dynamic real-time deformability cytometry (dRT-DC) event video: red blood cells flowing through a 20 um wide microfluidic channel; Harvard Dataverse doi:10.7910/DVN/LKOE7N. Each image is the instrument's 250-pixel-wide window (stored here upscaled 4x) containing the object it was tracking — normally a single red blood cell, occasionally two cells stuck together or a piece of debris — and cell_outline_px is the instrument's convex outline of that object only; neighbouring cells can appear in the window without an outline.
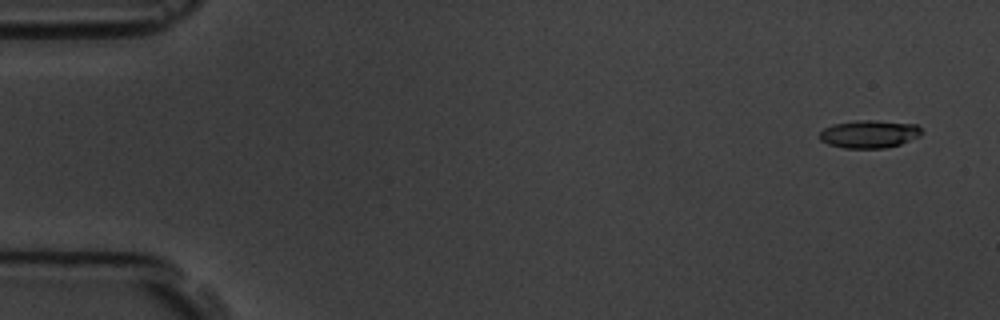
{"species": "common noctule bat (a hibernating species)", "species_latin": "Nyctalus noctula", "temperature_condition": "room temperature", "stored_images_in_passage": 5, "camera_frame_rate_fps": 3000, "um_per_image_px": 0.085, "animal": {"sex": "male", "body_mass_g": 19.5, "forearm_length_mm": 54.6}, "frame": {"image": 1, "passage_image": 1, "time_ms": 0.0, "image_size_px": [1000, 320], "cell_outline_px": [[924, 132], [920, 136], [900, 144], [884, 148], [844, 148], [828, 144], [820, 140], [820, 132], [824, 128], [832, 124], [856, 120], [876, 120], [916, 124]], "centroid_in_image_um": [73.89, 11.38], "position_along_channel_um": 11.1, "area_um2": 16.65}}
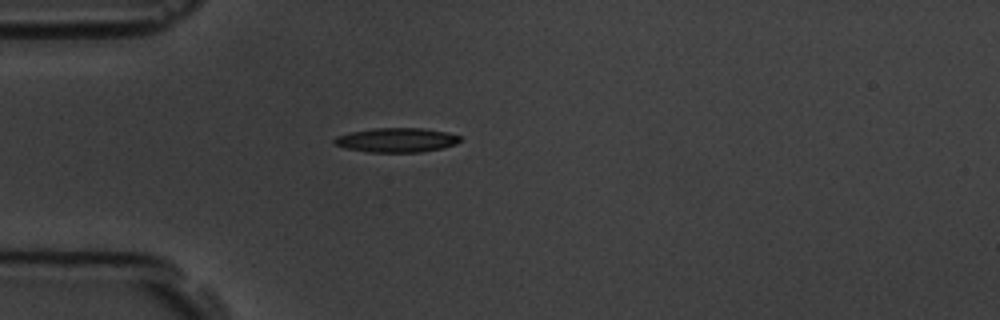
{"frame": {"image": 2, "passage_image": 4, "time_ms": 4.333, "image_size_px": [1000, 320], "cell_outline_px": [[460, 140], [456, 144], [444, 148], [420, 152], [368, 152], [344, 148], [332, 144], [332, 140], [336, 136], [352, 132], [376, 128], [424, 128], [448, 132], [460, 136]], "centroid_in_image_um": [33.69, 11.91], "position_along_channel_um": 51.3, "area_um2": 17.98}}